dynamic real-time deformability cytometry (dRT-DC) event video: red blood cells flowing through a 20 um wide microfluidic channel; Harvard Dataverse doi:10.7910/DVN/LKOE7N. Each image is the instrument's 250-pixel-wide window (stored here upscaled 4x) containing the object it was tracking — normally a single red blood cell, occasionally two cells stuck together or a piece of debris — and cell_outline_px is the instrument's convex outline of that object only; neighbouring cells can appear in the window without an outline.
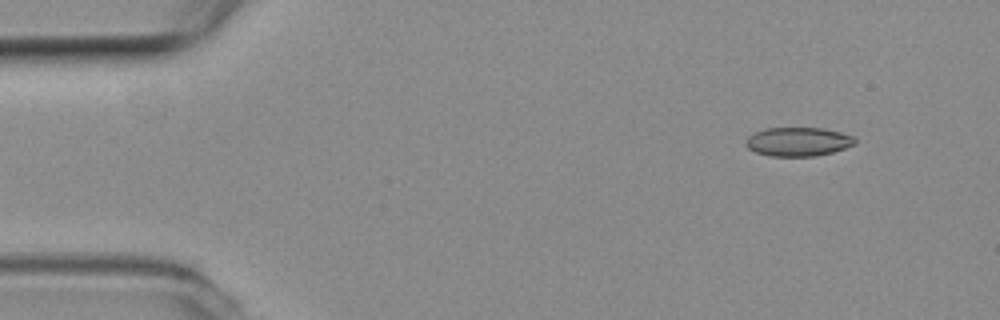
{"species": "common noctule bat (a hibernating species)", "species_latin": "Nyctalus noctula", "temperature_condition": "room temperature", "stored_images_in_passage": 4, "camera_frame_rate_fps": 3000, "um_per_image_px": 0.085, "animal": {"sex": "female", "body_mass_g": 19.3, "forearm_length_mm": 54.1}, "frame": {"image": 1, "passage_image": 1, "time_ms": 0.0, "image_size_px": [1000, 320], "cell_outline_px": [[856, 144], [832, 152], [816, 156], [768, 156], [756, 152], [748, 148], [744, 144], [744, 140], [748, 136], [764, 128], [824, 128], [856, 136]], "centroid_in_image_um": [67.84, 12.04], "position_along_channel_um": 17.2, "area_um2": 18.55}}
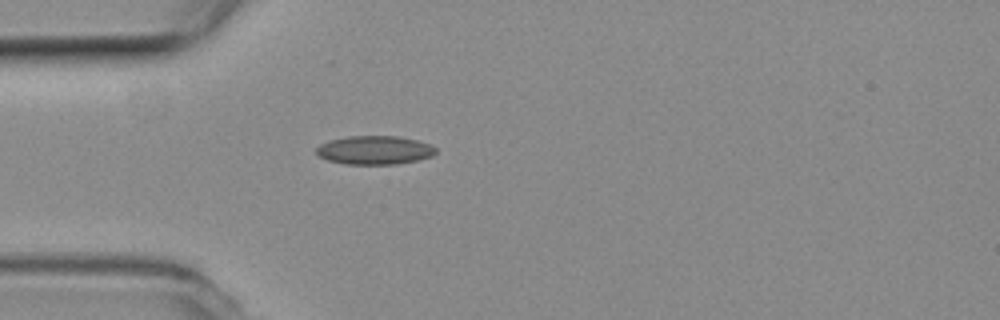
{"frame": {"image": 2, "passage_image": 4, "time_ms": 1.0, "image_size_px": [1000, 320], "cell_outline_px": [[436, 152], [432, 156], [416, 160], [396, 164], [344, 164], [328, 160], [320, 156], [316, 152], [316, 148], [320, 144], [328, 140], [348, 136], [396, 136], [416, 140], [432, 144], [436, 148]], "centroid_in_image_um": [31.84, 12.75], "position_along_channel_um": 53.2, "area_um2": 19.94}}